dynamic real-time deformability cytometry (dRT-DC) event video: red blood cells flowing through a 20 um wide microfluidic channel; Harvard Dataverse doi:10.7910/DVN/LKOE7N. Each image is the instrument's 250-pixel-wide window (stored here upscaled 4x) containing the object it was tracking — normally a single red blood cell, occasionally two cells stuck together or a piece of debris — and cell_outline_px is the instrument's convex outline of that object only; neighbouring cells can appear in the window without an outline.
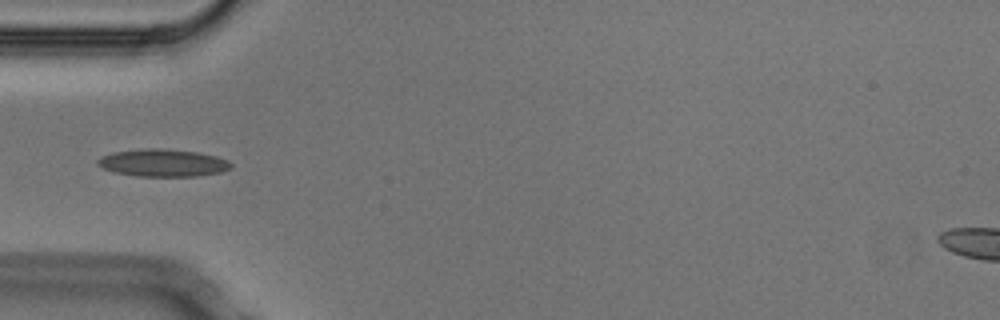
{"species": "Egyptian fruit bat (a non-hibernating species)", "species_latin": "Rousettus aegyptiacus", "temperature_condition": "cold", "stored_images_in_passage": 7, "camera_frame_rate_fps": 3000, "um_per_image_px": 0.085, "animal": {"sex": "male"}, "frame": {"image": 1, "passage_image": 4, "time_ms": 1.0, "image_size_px": [1000, 320], "cell_outline_px": [[232, 168], [220, 172], [196, 176], [136, 176], [116, 172], [104, 168], [96, 164], [96, 160], [100, 156], [112, 152], [148, 148], [160, 148], [196, 152], [216, 156], [228, 160], [232, 164]], "centroid_in_image_um": [13.83, 13.84], "position_along_channel_um": 71.2, "area_um2": 21.27}}
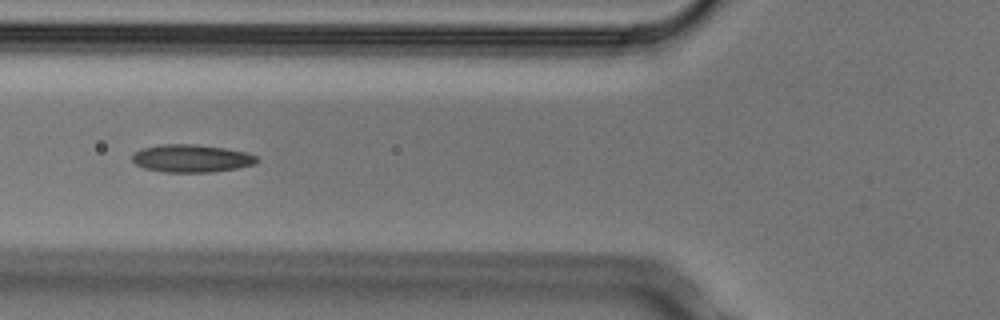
{"frame": {"image": 2, "passage_image": 5, "time_ms": 1.333, "image_size_px": [1000, 320], "cell_outline_px": [[260, 160], [256, 164], [236, 168], [212, 172], [164, 172], [144, 168], [136, 164], [132, 160], [132, 152], [140, 148], [160, 144], [196, 144], [224, 148], [248, 152], [256, 156]], "centroid_in_image_um": [16.26, 13.45], "position_along_channel_um": 109.5, "area_um2": 20.4}}
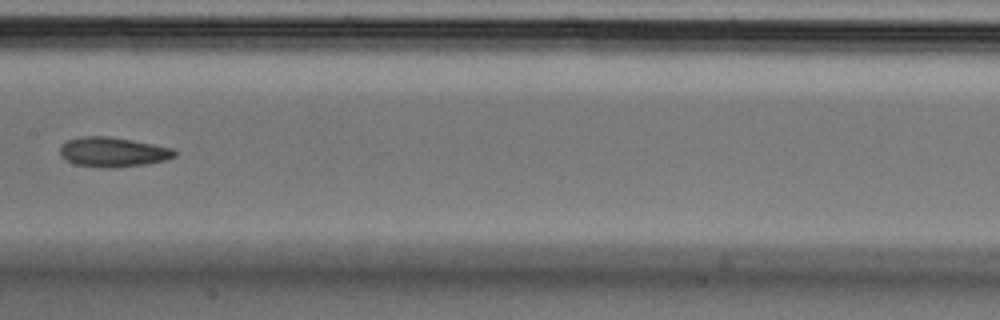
{"frame": {"image": 3, "passage_image": 7, "time_ms": 2.0, "image_size_px": [1000, 320], "cell_outline_px": [[176, 156], [164, 160], [144, 164], [112, 168], [100, 168], [76, 164], [64, 160], [60, 156], [60, 148], [68, 140], [80, 136], [108, 136], [152, 144], [172, 148], [176, 152]], "centroid_in_image_um": [9.56, 12.93], "position_along_channel_um": 197.8, "area_um2": 19.71}}